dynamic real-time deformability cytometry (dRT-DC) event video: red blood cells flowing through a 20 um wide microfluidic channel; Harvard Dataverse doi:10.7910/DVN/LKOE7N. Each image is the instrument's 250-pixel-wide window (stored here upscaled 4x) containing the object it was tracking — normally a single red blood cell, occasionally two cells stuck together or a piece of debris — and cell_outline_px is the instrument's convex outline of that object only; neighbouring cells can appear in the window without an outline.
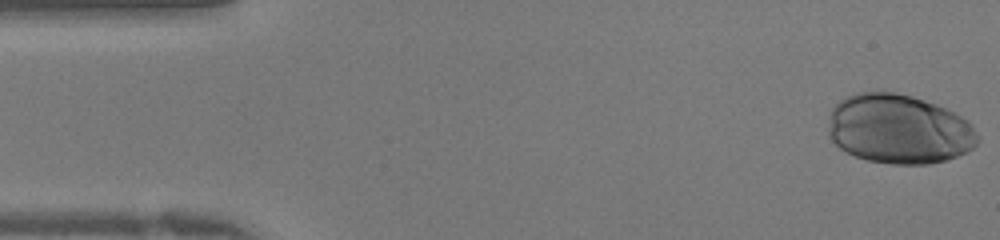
{"species": "human", "species_latin": "Homo sapiens", "temperature_condition": "warm", "stored_images_in_passage": 33, "camera_frame_rate_fps": 3000, "um_per_image_px": 0.085, "donor": {"sex": "female"}, "frame": {"image": 1, "passage_image": 1, "time_ms": 0.0, "image_size_px": [1000, 240], "cell_outline_px": [[980, 140], [968, 152], [948, 160], [928, 164], [892, 164], [868, 160], [856, 156], [840, 148], [828, 136], [828, 128], [832, 108], [840, 100], [856, 92], [896, 92], [912, 96], [936, 104], [968, 120], [972, 124]], "centroid_in_image_um": [76.42, 10.98], "position_along_channel_um": 8.6, "area_um2": 60.57}}
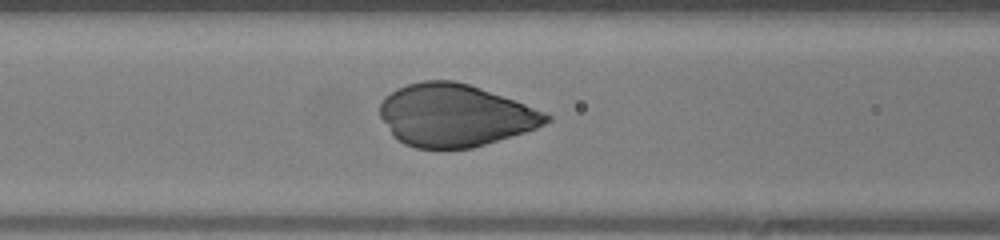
{"frame": {"image": 2, "passage_image": 16, "time_ms": 5.0, "image_size_px": [1000, 240], "cell_outline_px": [[552, 120], [536, 128], [524, 132], [472, 148], [416, 148], [404, 144], [392, 136], [380, 116], [380, 100], [384, 96], [396, 88], [408, 84], [424, 80], [452, 80], [468, 84], [480, 88], [524, 104], [544, 112], [552, 116]], "centroid_in_image_um": [38.62, 9.8], "position_along_channel_um": 128.0, "area_um2": 60.23}}
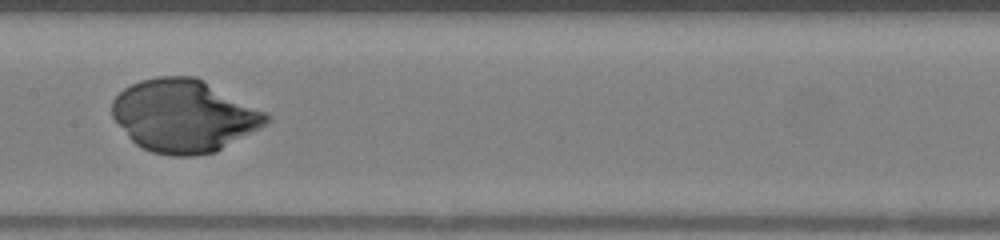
{"frame": {"image": 3, "passage_image": 20, "time_ms": 6.333, "image_size_px": [1000, 240], "cell_outline_px": [[272, 116], [260, 128], [216, 152], [196, 156], [172, 156], [152, 152], [136, 144], [128, 136], [112, 116], [112, 100], [124, 88], [140, 80], [160, 76], [196, 76], [268, 112]], "centroid_in_image_um": [15.66, 9.84], "position_along_channel_um": 191.7, "area_um2": 65.31}}